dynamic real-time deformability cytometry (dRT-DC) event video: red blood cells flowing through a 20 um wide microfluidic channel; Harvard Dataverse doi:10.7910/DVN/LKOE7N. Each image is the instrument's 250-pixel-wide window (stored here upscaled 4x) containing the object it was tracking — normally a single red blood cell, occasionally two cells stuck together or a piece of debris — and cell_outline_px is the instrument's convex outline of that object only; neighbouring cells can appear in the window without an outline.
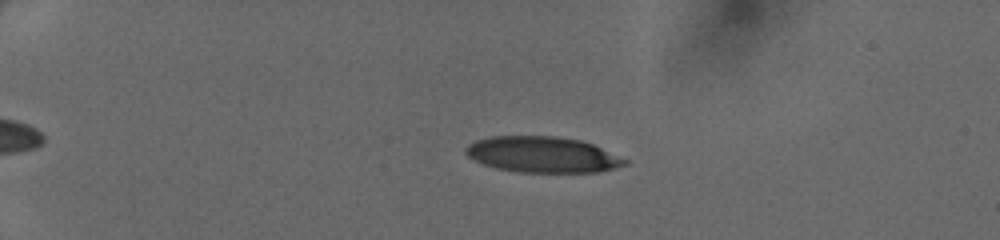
{"species": "human", "species_latin": "Homo sapiens", "temperature_condition": "cold", "stored_images_in_passage": 40, "camera_frame_rate_fps": 3000, "um_per_image_px": 0.085, "donor": {"sex": "female"}, "frame": {"image": 1, "passage_image": 4, "time_ms": 1.0, "image_size_px": [1000, 240], "cell_outline_px": [[628, 164], [616, 168], [600, 172], [520, 172], [496, 168], [484, 164], [468, 156], [464, 152], [464, 148], [468, 144], [476, 140], [492, 136], [556, 136], [580, 140], [592, 144], [628, 160]], "centroid_in_image_um": [46.11, 13.14], "position_along_channel_um": 38.9, "area_um2": 33.23}}
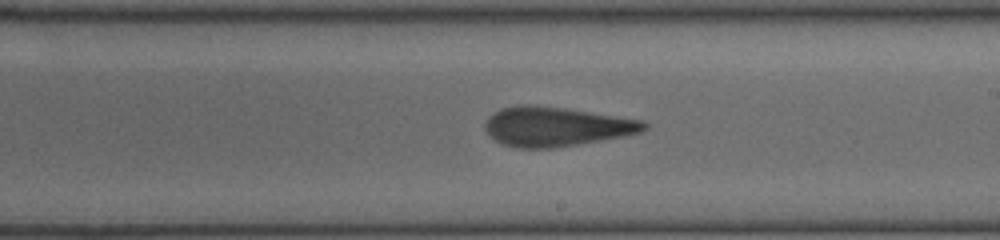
{"frame": {"image": 2, "passage_image": 23, "time_ms": 7.333, "image_size_px": [1000, 240], "cell_outline_px": [[648, 128], [640, 132], [624, 136], [552, 148], [516, 148], [504, 144], [496, 140], [484, 128], [484, 124], [488, 116], [500, 108], [520, 104], [528, 104], [564, 108], [644, 120], [648, 124]], "centroid_in_image_um": [47.26, 10.75], "position_along_channel_um": 241.7, "area_um2": 36.36}}
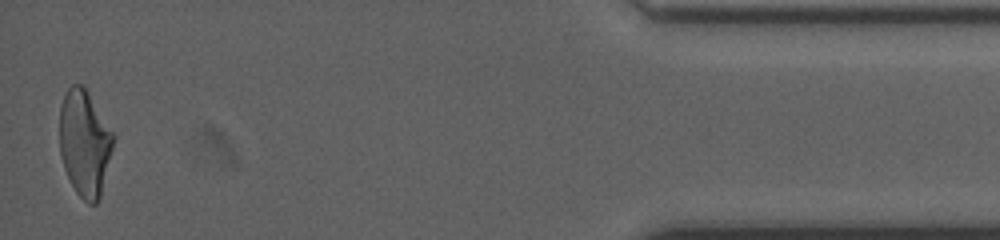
{"frame": {"image": 3, "passage_image": 40, "time_ms": 13.0, "image_size_px": [1000, 240], "cell_outline_px": [[112, 148], [100, 196], [96, 204], [88, 204], [76, 192], [64, 168], [60, 156], [60, 104], [68, 88], [72, 84], [84, 84], [112, 132]], "centroid_in_image_um": [7.16, 12.13], "position_along_channel_um": 428.0, "area_um2": 32.77}}